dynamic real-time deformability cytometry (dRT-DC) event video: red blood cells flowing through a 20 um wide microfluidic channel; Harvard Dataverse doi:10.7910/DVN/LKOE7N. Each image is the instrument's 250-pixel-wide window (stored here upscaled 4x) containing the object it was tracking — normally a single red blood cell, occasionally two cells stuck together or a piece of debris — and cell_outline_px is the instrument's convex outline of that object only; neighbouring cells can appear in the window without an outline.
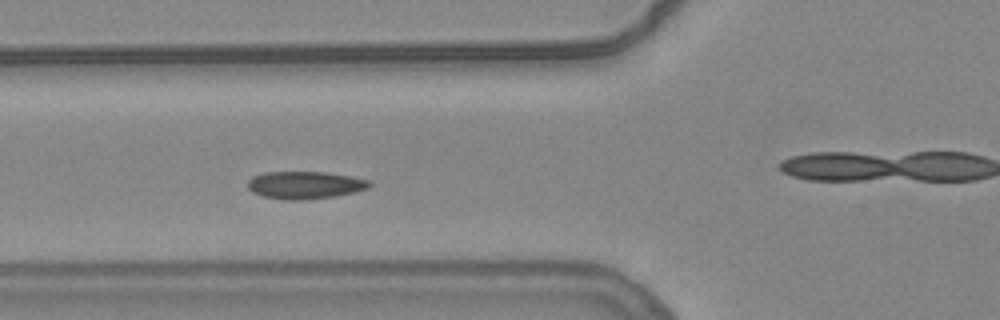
{"species": "common noctule bat (a hibernating species)", "species_latin": "Nyctalus noctula", "temperature_condition": "warm", "stored_images_in_passage": 50, "camera_frame_rate_fps": 3000, "um_per_image_px": 0.085, "animal": {"sex": "female", "body_mass_g": 24.6, "forearm_length_mm": 56.2}, "frame": {"image": 1, "passage_image": 15, "time_ms": 4.667, "image_size_px": [1000, 320], "cell_outline_px": [[372, 184], [368, 188], [336, 196], [304, 200], [284, 200], [264, 196], [252, 192], [248, 188], [248, 180], [252, 176], [264, 172], [324, 172], [348, 176], [368, 180]], "centroid_in_image_um": [25.88, 15.73], "position_along_channel_um": 99.9, "area_um2": 19.42}}
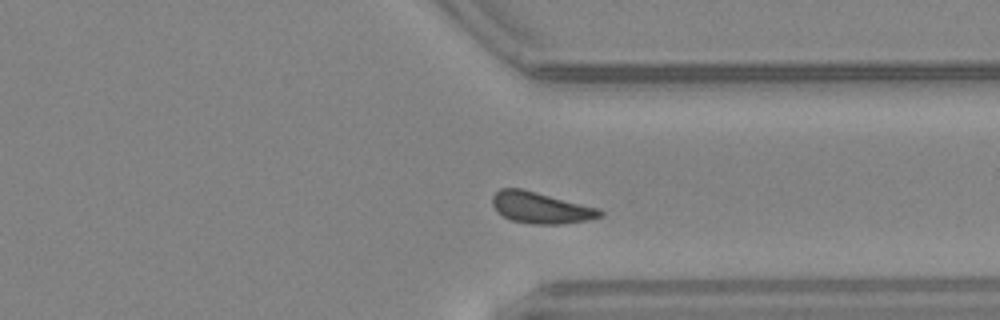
{"frame": {"image": 2, "passage_image": 36, "time_ms": 11.667, "image_size_px": [1000, 320], "cell_outline_px": [[604, 216], [588, 220], [560, 224], [532, 224], [512, 220], [496, 212], [492, 204], [492, 196], [500, 188], [520, 188], [600, 208], [604, 212]], "centroid_in_image_um": [45.98, 17.66], "position_along_channel_um": 365.4, "area_um2": 19.71}, "authors_computed_cell_mechanics": {"area_um2": 18.9873, "velocity_mm_per_s": 3.7956, "shape_relaxation_time_tau1_ms": 1.8032, "shape_relaxation_time_tau2_ms": null, "deformation_change_tau1": 0.0711, "deformation_change_tau2": null}}